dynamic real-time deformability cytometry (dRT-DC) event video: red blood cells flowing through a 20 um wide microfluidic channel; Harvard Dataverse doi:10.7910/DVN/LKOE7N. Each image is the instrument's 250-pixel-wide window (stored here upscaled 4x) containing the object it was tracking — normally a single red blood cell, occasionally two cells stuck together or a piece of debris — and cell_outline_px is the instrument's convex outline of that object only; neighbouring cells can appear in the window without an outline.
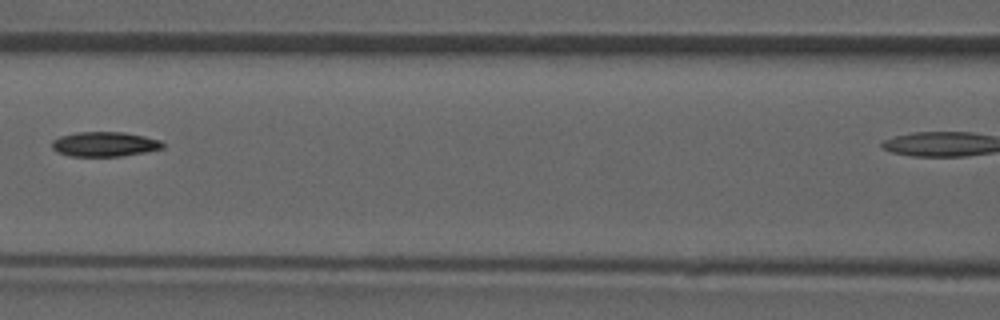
{"species": "common noctule bat (a hibernating species)", "species_latin": "Nyctalus noctula", "temperature_condition": "room temperature", "stored_images_in_passage": 5, "camera_frame_rate_fps": 3000, "um_per_image_px": 0.085, "animal": {"sex": "male", "forearm_length_mm": 52.5}, "frame": {"image": 1, "passage_image": 4, "time_ms": 3.333, "image_size_px": [1000, 320], "cell_outline_px": [[164, 148], [144, 152], [120, 156], [68, 156], [56, 152], [52, 148], [52, 140], [60, 136], [76, 132], [124, 132], [144, 136], [160, 140], [164, 144]], "centroid_in_image_um": [8.86, 12.25], "position_along_channel_um": 157.7, "area_um2": 16.01}}